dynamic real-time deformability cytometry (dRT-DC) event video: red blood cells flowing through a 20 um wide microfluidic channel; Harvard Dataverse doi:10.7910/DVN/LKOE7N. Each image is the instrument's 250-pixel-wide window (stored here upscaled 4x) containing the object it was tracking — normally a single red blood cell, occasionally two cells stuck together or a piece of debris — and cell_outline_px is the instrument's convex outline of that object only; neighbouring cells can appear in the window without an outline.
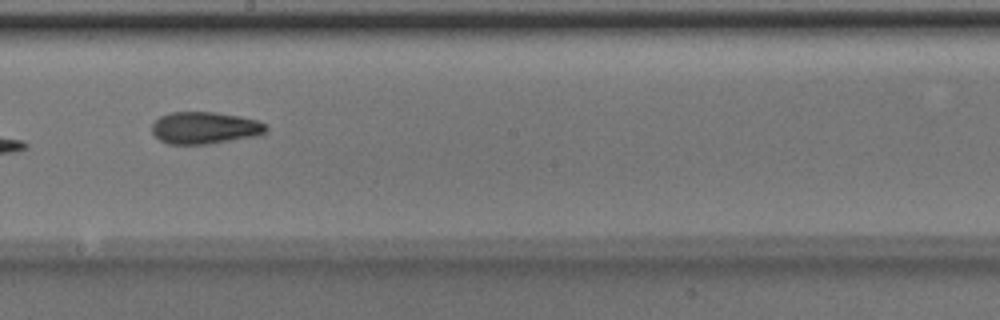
{"species": "Egyptian fruit bat (a non-hibernating species)", "species_latin": "Rousettus aegyptiacus", "temperature_condition": "room temperature", "stored_images_in_passage": 7, "camera_frame_rate_fps": 3000, "um_per_image_px": 0.085, "animal": {"sex": "male"}, "frame": {"image": 1, "passage_image": 7, "time_ms": 2.0, "image_size_px": [1000, 320], "cell_outline_px": [[268, 128], [264, 132], [256, 136], [208, 144], [168, 144], [160, 140], [152, 132], [152, 124], [160, 116], [168, 112], [216, 112], [240, 116], [256, 120], [264, 124]], "centroid_in_image_um": [17.38, 10.86], "position_along_channel_um": 230.8, "area_um2": 21.27}}